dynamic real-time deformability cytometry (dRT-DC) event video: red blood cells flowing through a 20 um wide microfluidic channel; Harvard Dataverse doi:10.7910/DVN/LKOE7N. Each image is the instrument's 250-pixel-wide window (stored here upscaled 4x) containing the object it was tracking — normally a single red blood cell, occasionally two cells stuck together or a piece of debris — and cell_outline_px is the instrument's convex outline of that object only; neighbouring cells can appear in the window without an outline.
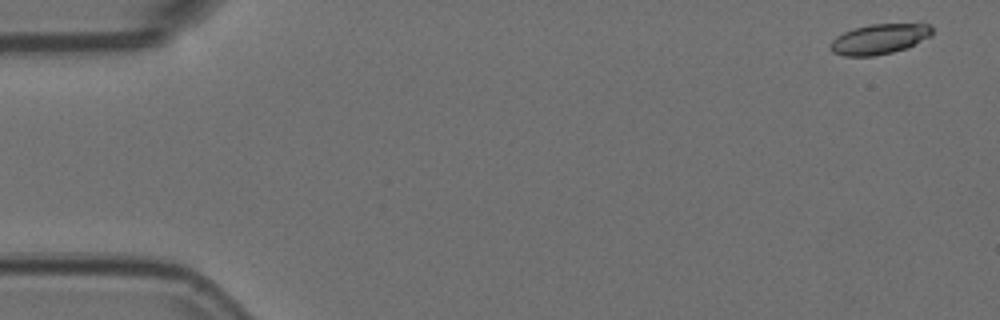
{"species": "Egyptian fruit bat (a non-hibernating species)", "species_latin": "Rousettus aegyptiacus", "temperature_condition": "room temperature", "stored_images_in_passage": 6, "camera_frame_rate_fps": 3000, "um_per_image_px": 0.085, "animal": {"sex": "female"}, "frame": {"image": 1, "passage_image": 2, "time_ms": 0.333, "image_size_px": [1000, 320], "cell_outline_px": [[932, 36], [908, 48], [876, 56], [844, 56], [832, 52], [828, 48], [828, 44], [836, 36], [844, 32], [856, 28], [872, 24], [932, 24]], "centroid_in_image_um": [74.74, 3.33], "position_along_channel_um": 10.3, "area_um2": 18.09}}